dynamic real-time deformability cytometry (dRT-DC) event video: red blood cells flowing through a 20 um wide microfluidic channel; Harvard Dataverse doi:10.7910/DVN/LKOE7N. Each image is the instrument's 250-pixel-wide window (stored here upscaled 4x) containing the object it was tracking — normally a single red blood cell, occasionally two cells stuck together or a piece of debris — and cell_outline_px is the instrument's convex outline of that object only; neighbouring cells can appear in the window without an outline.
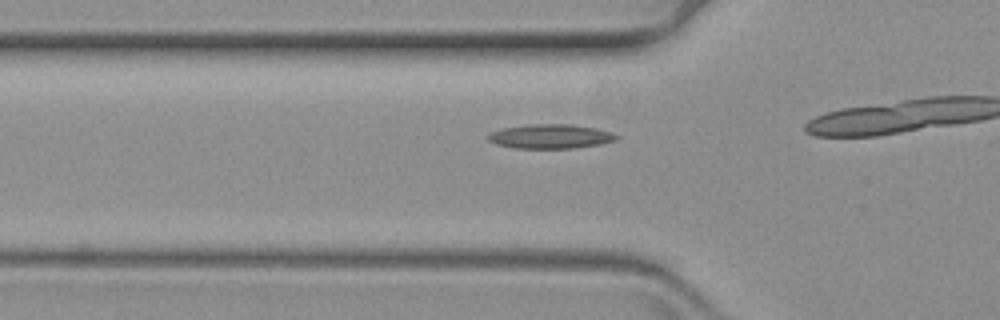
{"species": "common noctule bat (a hibernating species)", "species_latin": "Nyctalus noctula", "temperature_condition": "warm", "stored_images_in_passage": 13, "camera_frame_rate_fps": 3000, "um_per_image_px": 0.085, "animal": {"sex": "female", "body_mass_g": 19.3, "forearm_length_mm": 54.1}, "frame": {"image": 1, "passage_image": 8, "time_ms": 2.333, "image_size_px": [1000, 320], "cell_outline_px": [[620, 136], [616, 140], [600, 144], [572, 148], [512, 148], [496, 144], [488, 140], [484, 136], [492, 132], [504, 128], [524, 124], [572, 124], [596, 128], [612, 132]], "centroid_in_image_um": [46.78, 11.59], "position_along_channel_um": 79.0, "area_um2": 18.32}}
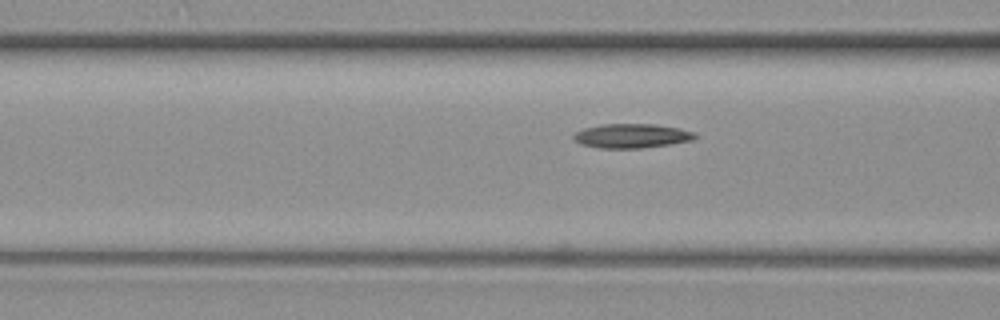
{"frame": {"image": 2, "passage_image": 11, "time_ms": 3.333, "image_size_px": [1000, 320], "cell_outline_px": [[696, 136], [692, 140], [668, 144], [640, 148], [600, 148], [580, 144], [572, 136], [576, 132], [584, 128], [600, 124], [656, 124], [680, 128], [696, 132]], "centroid_in_image_um": [53.69, 11.54], "position_along_channel_um": 112.9, "area_um2": 17.11}}